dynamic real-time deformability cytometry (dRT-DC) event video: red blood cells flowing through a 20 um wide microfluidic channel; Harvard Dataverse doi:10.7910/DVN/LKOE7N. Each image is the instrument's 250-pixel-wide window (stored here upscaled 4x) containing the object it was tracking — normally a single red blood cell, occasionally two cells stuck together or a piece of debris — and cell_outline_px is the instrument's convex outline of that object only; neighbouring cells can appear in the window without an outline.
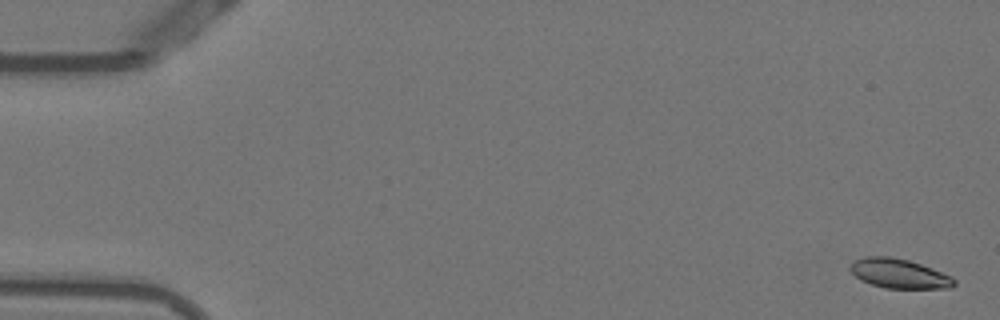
{"species": "Egyptian fruit bat (a non-hibernating species)", "species_latin": "Rousettus aegyptiacus", "temperature_condition": "warm", "stored_images_in_passage": 11, "camera_frame_rate_fps": 3000, "um_per_image_px": 0.085, "animal": {"sex": "female"}, "frame": {"image": 1, "passage_image": 2, "time_ms": 0.333, "image_size_px": [1000, 320], "cell_outline_px": [[956, 284], [952, 288], [884, 288], [860, 280], [848, 268], [856, 260], [864, 256], [888, 256], [908, 260], [932, 268], [952, 276], [956, 280]], "centroid_in_image_um": [76.45, 23.26], "position_along_channel_um": 8.6, "area_um2": 17.8}}